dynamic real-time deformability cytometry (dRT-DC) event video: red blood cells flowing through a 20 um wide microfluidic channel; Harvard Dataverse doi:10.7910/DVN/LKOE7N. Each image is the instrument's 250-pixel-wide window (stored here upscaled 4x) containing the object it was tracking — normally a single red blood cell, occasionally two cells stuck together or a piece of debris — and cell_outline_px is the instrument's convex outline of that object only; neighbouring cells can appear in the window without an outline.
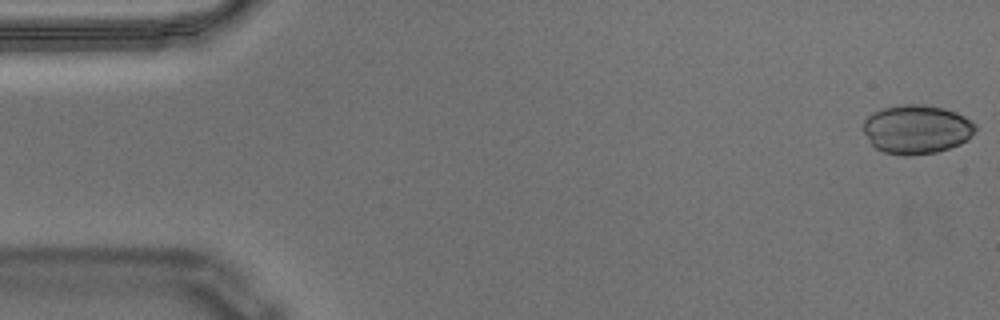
{"species": "Egyptian fruit bat (a non-hibernating species)", "species_latin": "Rousettus aegyptiacus", "temperature_condition": "warm", "stored_images_in_passage": 56, "camera_frame_rate_fps": 3000, "um_per_image_px": 0.085, "animal": {"sex": "male"}, "frame": {"image": 1, "passage_image": 1, "time_ms": 0.0, "image_size_px": [1000, 320], "cell_outline_px": [[976, 128], [968, 140], [960, 144], [936, 152], [912, 156], [904, 156], [884, 152], [876, 148], [872, 144], [864, 132], [864, 120], [872, 112], [884, 108], [900, 104], [924, 104], [944, 108], [956, 112], [972, 120], [976, 124]], "centroid_in_image_um": [77.93, 10.99], "position_along_channel_um": 7.1, "area_um2": 32.14}}
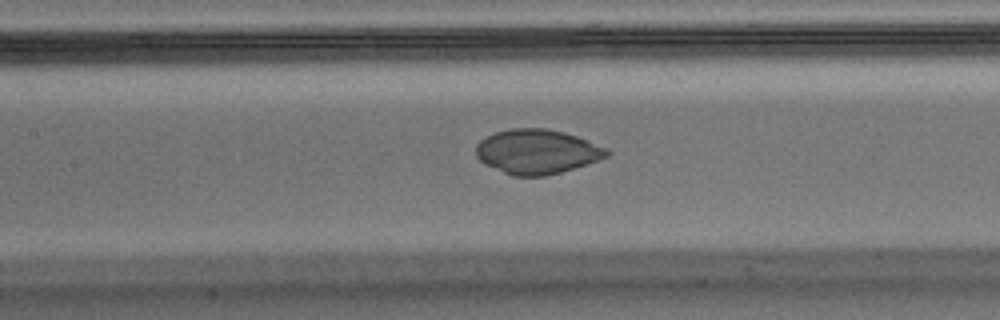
{"frame": {"image": 2, "passage_image": 25, "time_ms": 8.0, "image_size_px": [1000, 320], "cell_outline_px": [[612, 152], [608, 156], [560, 172], [544, 176], [512, 176], [484, 164], [476, 156], [476, 144], [480, 140], [496, 132], [512, 128], [548, 128], [564, 132], [588, 140], [608, 148]], "centroid_in_image_um": [45.63, 12.88], "position_along_channel_um": 161.8, "area_um2": 33.87}}
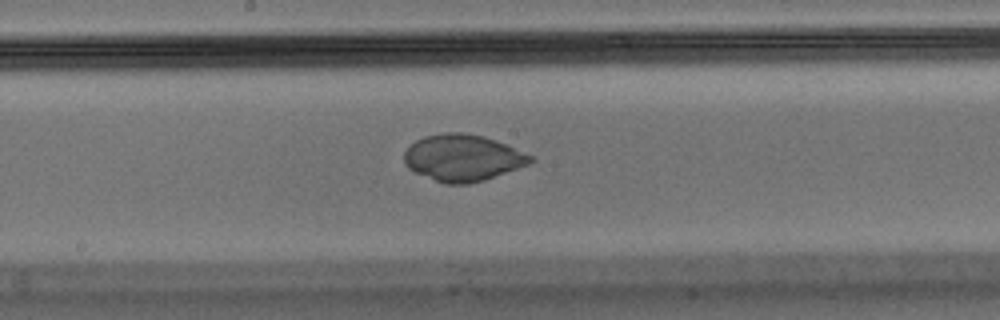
{"frame": {"image": 3, "passage_image": 29, "time_ms": 9.333, "image_size_px": [1000, 320], "cell_outline_px": [[536, 160], [528, 164], [484, 180], [468, 184], [444, 184], [416, 172], [408, 168], [404, 164], [404, 152], [416, 140], [424, 136], [444, 132], [460, 132], [484, 136], [496, 140], [532, 156]], "centroid_in_image_um": [39.31, 13.41], "position_along_channel_um": 208.9, "area_um2": 34.1}}